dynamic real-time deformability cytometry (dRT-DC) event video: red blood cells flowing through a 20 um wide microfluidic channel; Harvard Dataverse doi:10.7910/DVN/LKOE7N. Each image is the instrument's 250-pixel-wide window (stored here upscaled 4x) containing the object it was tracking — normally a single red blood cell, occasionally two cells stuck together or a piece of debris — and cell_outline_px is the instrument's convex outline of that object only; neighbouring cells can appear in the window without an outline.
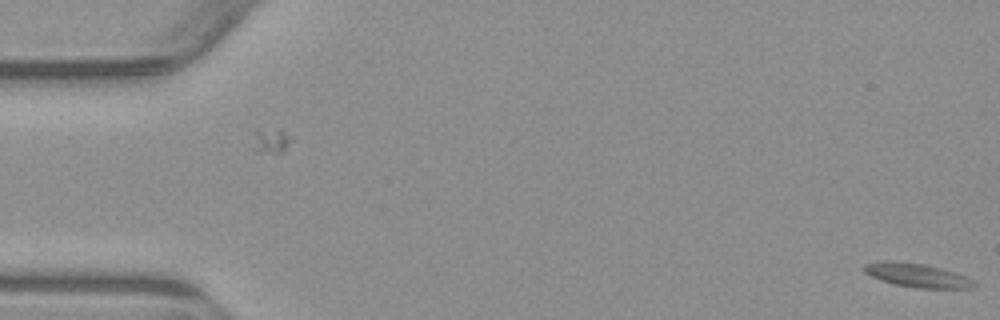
{"species": "common noctule bat (a hibernating species)", "species_latin": "Nyctalus noctula", "temperature_condition": "warm", "stored_images_in_passage": 2, "camera_frame_rate_fps": 3000, "um_per_image_px": 0.085, "animal": {"sex": "male", "body_mass_g": 23.1, "forearm_length_mm": 52.7}, "frame": {"image": 1, "passage_image": 2, "time_ms": 1.0, "image_size_px": [1000, 320], "cell_outline_px": [[976, 284], [972, 288], [916, 288], [896, 284], [872, 276], [864, 272], [864, 264], [884, 260], [900, 260], [924, 264], [956, 272], [968, 276], [976, 280]], "centroid_in_image_um": [78.01, 23.38], "position_along_channel_um": 7.0, "area_um2": 15.37}}